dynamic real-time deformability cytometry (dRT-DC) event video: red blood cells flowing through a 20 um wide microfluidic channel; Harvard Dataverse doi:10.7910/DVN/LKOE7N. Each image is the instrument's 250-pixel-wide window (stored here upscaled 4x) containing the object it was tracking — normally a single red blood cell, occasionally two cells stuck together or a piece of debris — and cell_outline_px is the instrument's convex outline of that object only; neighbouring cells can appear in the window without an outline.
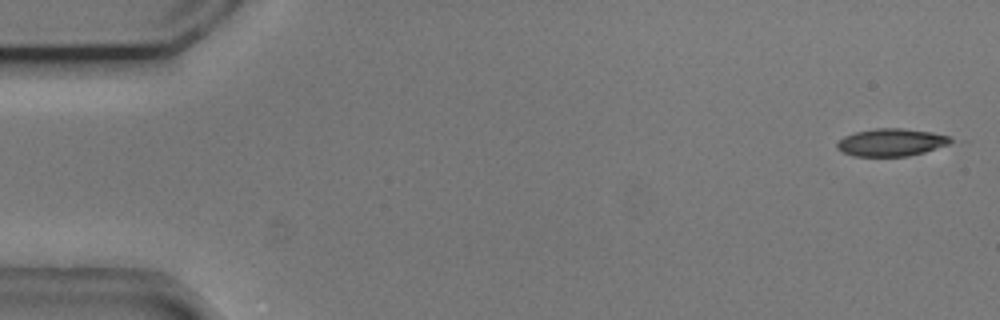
{"species": "common noctule bat (a hibernating species)", "species_latin": "Nyctalus noctula", "temperature_condition": "cold", "stored_images_in_passage": 26, "camera_frame_rate_fps": 3000, "um_per_image_px": 0.085, "animal": {"sex": "male", "body_mass_g": 20.5, "forearm_length_mm": 52.5}, "frame": {"image": 1, "passage_image": 2, "time_ms": 0.333, "image_size_px": [1000, 320], "cell_outline_px": [[952, 140], [948, 144], [924, 152], [908, 156], [852, 156], [836, 148], [836, 144], [844, 136], [856, 132], [876, 128], [900, 128], [932, 132], [948, 136]], "centroid_in_image_um": [75.72, 12.1], "position_along_channel_um": 9.3, "area_um2": 18.03}}
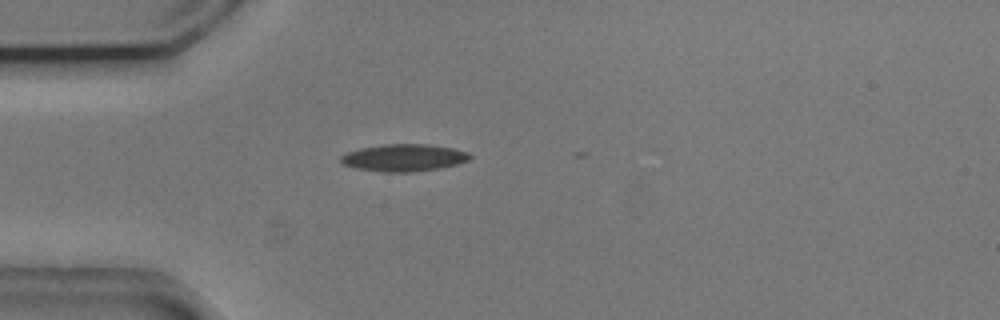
{"frame": {"image": 2, "passage_image": 15, "time_ms": 4.667, "image_size_px": [1000, 320], "cell_outline_px": [[472, 156], [468, 160], [456, 164], [436, 168], [412, 172], [380, 172], [356, 168], [344, 164], [340, 160], [340, 156], [348, 152], [360, 148], [384, 144], [424, 144], [452, 148], [468, 152]], "centroid_in_image_um": [34.3, 13.4], "position_along_channel_um": 50.7, "area_um2": 20.23}}
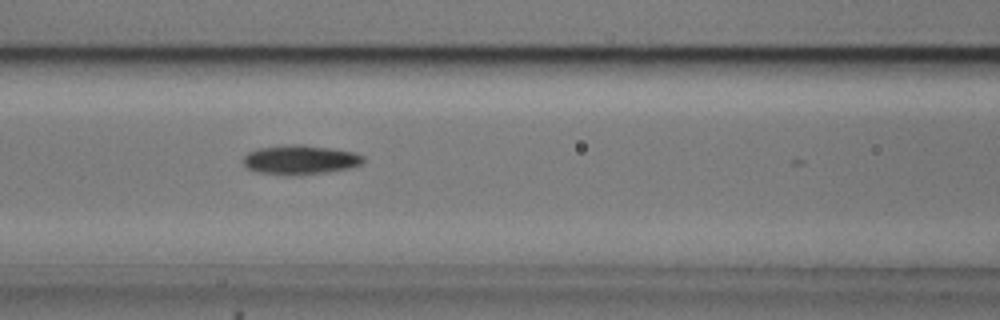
{"frame": {"image": 3, "passage_image": 23, "time_ms": 7.333, "image_size_px": [1000, 320], "cell_outline_px": [[364, 164], [348, 168], [328, 172], [288, 176], [256, 172], [248, 168], [244, 164], [244, 156], [248, 152], [260, 148], [296, 144], [300, 144], [356, 152], [364, 156]], "centroid_in_image_um": [25.54, 13.59], "position_along_channel_um": 141.1, "area_um2": 20.52}}